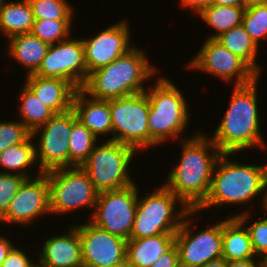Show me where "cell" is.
I'll return each instance as SVG.
<instances>
[{"label":"cell","mask_w":267,"mask_h":267,"mask_svg":"<svg viewBox=\"0 0 267 267\" xmlns=\"http://www.w3.org/2000/svg\"><path fill=\"white\" fill-rule=\"evenodd\" d=\"M180 145L181 160L168 173L164 185L190 210H196L208 196L214 167L222 152L201 132L181 140Z\"/></svg>","instance_id":"6da1fadb"},{"label":"cell","mask_w":267,"mask_h":267,"mask_svg":"<svg viewBox=\"0 0 267 267\" xmlns=\"http://www.w3.org/2000/svg\"><path fill=\"white\" fill-rule=\"evenodd\" d=\"M260 77L243 86H233L229 107L210 137L222 153L245 152L252 148H266L260 132L257 104V85Z\"/></svg>","instance_id":"7a4b0ae2"},{"label":"cell","mask_w":267,"mask_h":267,"mask_svg":"<svg viewBox=\"0 0 267 267\" xmlns=\"http://www.w3.org/2000/svg\"><path fill=\"white\" fill-rule=\"evenodd\" d=\"M236 153H222L217 160L211 186L205 201L196 209L197 213L210 207L229 205H241L250 203L261 193L262 206L265 208L267 200V163L240 164L229 160L228 156ZM243 204V205H242Z\"/></svg>","instance_id":"3957f363"},{"label":"cell","mask_w":267,"mask_h":267,"mask_svg":"<svg viewBox=\"0 0 267 267\" xmlns=\"http://www.w3.org/2000/svg\"><path fill=\"white\" fill-rule=\"evenodd\" d=\"M141 48L133 47L107 66L88 75L82 90L99 100H112L145 92V82L158 71ZM157 69V70H156Z\"/></svg>","instance_id":"277c9868"},{"label":"cell","mask_w":267,"mask_h":267,"mask_svg":"<svg viewBox=\"0 0 267 267\" xmlns=\"http://www.w3.org/2000/svg\"><path fill=\"white\" fill-rule=\"evenodd\" d=\"M156 80L154 86H147L145 91L150 106L147 119L149 148L174 139L177 141L180 136L181 140L190 138L181 135L191 117L183 93L166 77L159 76Z\"/></svg>","instance_id":"5b68a950"},{"label":"cell","mask_w":267,"mask_h":267,"mask_svg":"<svg viewBox=\"0 0 267 267\" xmlns=\"http://www.w3.org/2000/svg\"><path fill=\"white\" fill-rule=\"evenodd\" d=\"M177 203L181 206L180 209H176ZM189 211L190 209L163 184L145 197L138 196L129 239L176 234Z\"/></svg>","instance_id":"8992f818"},{"label":"cell","mask_w":267,"mask_h":267,"mask_svg":"<svg viewBox=\"0 0 267 267\" xmlns=\"http://www.w3.org/2000/svg\"><path fill=\"white\" fill-rule=\"evenodd\" d=\"M136 155L134 148L108 139L97 143L81 168L99 193L119 190L135 183L129 169Z\"/></svg>","instance_id":"52a82bcc"},{"label":"cell","mask_w":267,"mask_h":267,"mask_svg":"<svg viewBox=\"0 0 267 267\" xmlns=\"http://www.w3.org/2000/svg\"><path fill=\"white\" fill-rule=\"evenodd\" d=\"M149 111L146 92L110 100L112 137L109 140L130 146L138 152L149 149Z\"/></svg>","instance_id":"ba28073f"},{"label":"cell","mask_w":267,"mask_h":267,"mask_svg":"<svg viewBox=\"0 0 267 267\" xmlns=\"http://www.w3.org/2000/svg\"><path fill=\"white\" fill-rule=\"evenodd\" d=\"M46 175L51 215L69 214L83 207L94 209L99 192L81 167L55 169Z\"/></svg>","instance_id":"9c48e42d"},{"label":"cell","mask_w":267,"mask_h":267,"mask_svg":"<svg viewBox=\"0 0 267 267\" xmlns=\"http://www.w3.org/2000/svg\"><path fill=\"white\" fill-rule=\"evenodd\" d=\"M138 191L134 183L123 189L100 192L89 221L112 235L129 240L136 215Z\"/></svg>","instance_id":"30bf717a"},{"label":"cell","mask_w":267,"mask_h":267,"mask_svg":"<svg viewBox=\"0 0 267 267\" xmlns=\"http://www.w3.org/2000/svg\"><path fill=\"white\" fill-rule=\"evenodd\" d=\"M72 130V108L55 113L44 125L32 132L35 143L38 174L69 168V137ZM39 142V143H38Z\"/></svg>","instance_id":"8fae6325"},{"label":"cell","mask_w":267,"mask_h":267,"mask_svg":"<svg viewBox=\"0 0 267 267\" xmlns=\"http://www.w3.org/2000/svg\"><path fill=\"white\" fill-rule=\"evenodd\" d=\"M195 213L196 210H190L186 214L175 234L180 267H200L222 258V221L194 233L190 226Z\"/></svg>","instance_id":"7c38bea8"},{"label":"cell","mask_w":267,"mask_h":267,"mask_svg":"<svg viewBox=\"0 0 267 267\" xmlns=\"http://www.w3.org/2000/svg\"><path fill=\"white\" fill-rule=\"evenodd\" d=\"M187 67L217 76L227 83H231L235 77L233 86L250 84L259 77L241 58L226 49L217 39L206 38L200 51Z\"/></svg>","instance_id":"4fadbf2b"},{"label":"cell","mask_w":267,"mask_h":267,"mask_svg":"<svg viewBox=\"0 0 267 267\" xmlns=\"http://www.w3.org/2000/svg\"><path fill=\"white\" fill-rule=\"evenodd\" d=\"M44 78H60L69 81L77 90L87 80V66L82 38H68L49 46L41 65L34 73Z\"/></svg>","instance_id":"5bb4252c"},{"label":"cell","mask_w":267,"mask_h":267,"mask_svg":"<svg viewBox=\"0 0 267 267\" xmlns=\"http://www.w3.org/2000/svg\"><path fill=\"white\" fill-rule=\"evenodd\" d=\"M74 226L81 239L83 267L126 265L127 240L110 234L90 221Z\"/></svg>","instance_id":"9a60e30c"},{"label":"cell","mask_w":267,"mask_h":267,"mask_svg":"<svg viewBox=\"0 0 267 267\" xmlns=\"http://www.w3.org/2000/svg\"><path fill=\"white\" fill-rule=\"evenodd\" d=\"M49 213V182L46 173H41L36 178L33 176L24 180L13 197L9 209L0 218V223L32 225L36 218Z\"/></svg>","instance_id":"2e32d148"},{"label":"cell","mask_w":267,"mask_h":267,"mask_svg":"<svg viewBox=\"0 0 267 267\" xmlns=\"http://www.w3.org/2000/svg\"><path fill=\"white\" fill-rule=\"evenodd\" d=\"M129 28L127 19H123L100 31L95 37L82 38L87 78L91 72L107 66L134 47L131 45Z\"/></svg>","instance_id":"e0dca14e"},{"label":"cell","mask_w":267,"mask_h":267,"mask_svg":"<svg viewBox=\"0 0 267 267\" xmlns=\"http://www.w3.org/2000/svg\"><path fill=\"white\" fill-rule=\"evenodd\" d=\"M70 228L66 234L44 241L37 255L40 263L47 267H83L79 232L75 226Z\"/></svg>","instance_id":"ac0fdd59"},{"label":"cell","mask_w":267,"mask_h":267,"mask_svg":"<svg viewBox=\"0 0 267 267\" xmlns=\"http://www.w3.org/2000/svg\"><path fill=\"white\" fill-rule=\"evenodd\" d=\"M72 109L77 120L97 138L112 134L110 100L88 98V94L78 89L74 94Z\"/></svg>","instance_id":"d6986e66"},{"label":"cell","mask_w":267,"mask_h":267,"mask_svg":"<svg viewBox=\"0 0 267 267\" xmlns=\"http://www.w3.org/2000/svg\"><path fill=\"white\" fill-rule=\"evenodd\" d=\"M25 78V85L54 113H63L72 108L77 89L69 81L34 74Z\"/></svg>","instance_id":"ffe728a7"},{"label":"cell","mask_w":267,"mask_h":267,"mask_svg":"<svg viewBox=\"0 0 267 267\" xmlns=\"http://www.w3.org/2000/svg\"><path fill=\"white\" fill-rule=\"evenodd\" d=\"M175 245V234L129 239L126 245L127 267H150Z\"/></svg>","instance_id":"44dd1931"},{"label":"cell","mask_w":267,"mask_h":267,"mask_svg":"<svg viewBox=\"0 0 267 267\" xmlns=\"http://www.w3.org/2000/svg\"><path fill=\"white\" fill-rule=\"evenodd\" d=\"M8 40L7 53L10 58L19 62L24 69L26 68V76L34 74L46 56L50 45L32 33L15 35Z\"/></svg>","instance_id":"7402d4cb"},{"label":"cell","mask_w":267,"mask_h":267,"mask_svg":"<svg viewBox=\"0 0 267 267\" xmlns=\"http://www.w3.org/2000/svg\"><path fill=\"white\" fill-rule=\"evenodd\" d=\"M222 258L227 261L257 259L248 230L237 217L222 220Z\"/></svg>","instance_id":"603a6c76"},{"label":"cell","mask_w":267,"mask_h":267,"mask_svg":"<svg viewBox=\"0 0 267 267\" xmlns=\"http://www.w3.org/2000/svg\"><path fill=\"white\" fill-rule=\"evenodd\" d=\"M34 24L32 7L28 0L7 1L0 9V32L8 39L31 33Z\"/></svg>","instance_id":"cb8c5ba5"},{"label":"cell","mask_w":267,"mask_h":267,"mask_svg":"<svg viewBox=\"0 0 267 267\" xmlns=\"http://www.w3.org/2000/svg\"><path fill=\"white\" fill-rule=\"evenodd\" d=\"M216 39L226 49L241 58L260 77L261 68L256 62L259 48L242 24L222 33Z\"/></svg>","instance_id":"d4e9b609"},{"label":"cell","mask_w":267,"mask_h":267,"mask_svg":"<svg viewBox=\"0 0 267 267\" xmlns=\"http://www.w3.org/2000/svg\"><path fill=\"white\" fill-rule=\"evenodd\" d=\"M34 140L31 135L25 142L10 146L0 153V168H4L3 172L1 169L0 172L10 173L13 171L14 174L15 171V174L31 178V175L28 174L29 171L26 170L37 165Z\"/></svg>","instance_id":"484cf974"},{"label":"cell","mask_w":267,"mask_h":267,"mask_svg":"<svg viewBox=\"0 0 267 267\" xmlns=\"http://www.w3.org/2000/svg\"><path fill=\"white\" fill-rule=\"evenodd\" d=\"M98 139L76 118L72 109V130L69 137V168L81 167L97 145Z\"/></svg>","instance_id":"4316f807"},{"label":"cell","mask_w":267,"mask_h":267,"mask_svg":"<svg viewBox=\"0 0 267 267\" xmlns=\"http://www.w3.org/2000/svg\"><path fill=\"white\" fill-rule=\"evenodd\" d=\"M246 7L209 5L199 15L216 33L209 39H216L222 33L242 24Z\"/></svg>","instance_id":"83f0119b"},{"label":"cell","mask_w":267,"mask_h":267,"mask_svg":"<svg viewBox=\"0 0 267 267\" xmlns=\"http://www.w3.org/2000/svg\"><path fill=\"white\" fill-rule=\"evenodd\" d=\"M19 95V114L22 123L33 132L44 125L55 113L46 106L25 84Z\"/></svg>","instance_id":"f1b7e54d"},{"label":"cell","mask_w":267,"mask_h":267,"mask_svg":"<svg viewBox=\"0 0 267 267\" xmlns=\"http://www.w3.org/2000/svg\"><path fill=\"white\" fill-rule=\"evenodd\" d=\"M72 20L34 19L31 33L49 45L59 43L70 37Z\"/></svg>","instance_id":"f546056e"},{"label":"cell","mask_w":267,"mask_h":267,"mask_svg":"<svg viewBox=\"0 0 267 267\" xmlns=\"http://www.w3.org/2000/svg\"><path fill=\"white\" fill-rule=\"evenodd\" d=\"M34 19L73 20V7L66 0H28Z\"/></svg>","instance_id":"4dcf8cb0"},{"label":"cell","mask_w":267,"mask_h":267,"mask_svg":"<svg viewBox=\"0 0 267 267\" xmlns=\"http://www.w3.org/2000/svg\"><path fill=\"white\" fill-rule=\"evenodd\" d=\"M242 25L259 47L261 40H267V4L246 7Z\"/></svg>","instance_id":"1f68e13d"},{"label":"cell","mask_w":267,"mask_h":267,"mask_svg":"<svg viewBox=\"0 0 267 267\" xmlns=\"http://www.w3.org/2000/svg\"><path fill=\"white\" fill-rule=\"evenodd\" d=\"M251 213V211L245 210L237 215H232V217H237L245 225L256 257L263 259L267 255V217L247 225L249 223L248 220L251 218ZM265 213L267 212L265 211Z\"/></svg>","instance_id":"d6a6232c"},{"label":"cell","mask_w":267,"mask_h":267,"mask_svg":"<svg viewBox=\"0 0 267 267\" xmlns=\"http://www.w3.org/2000/svg\"><path fill=\"white\" fill-rule=\"evenodd\" d=\"M31 135L32 132L21 121H0V153L25 142Z\"/></svg>","instance_id":"836d02e7"},{"label":"cell","mask_w":267,"mask_h":267,"mask_svg":"<svg viewBox=\"0 0 267 267\" xmlns=\"http://www.w3.org/2000/svg\"><path fill=\"white\" fill-rule=\"evenodd\" d=\"M26 177L11 173L0 172V218L9 209L13 197L16 195Z\"/></svg>","instance_id":"e575fe53"},{"label":"cell","mask_w":267,"mask_h":267,"mask_svg":"<svg viewBox=\"0 0 267 267\" xmlns=\"http://www.w3.org/2000/svg\"><path fill=\"white\" fill-rule=\"evenodd\" d=\"M34 263L24 251L14 246L8 253L1 267H32Z\"/></svg>","instance_id":"d590c367"},{"label":"cell","mask_w":267,"mask_h":267,"mask_svg":"<svg viewBox=\"0 0 267 267\" xmlns=\"http://www.w3.org/2000/svg\"><path fill=\"white\" fill-rule=\"evenodd\" d=\"M150 267H180L179 253L174 245L168 252L162 254Z\"/></svg>","instance_id":"8d00e7d4"},{"label":"cell","mask_w":267,"mask_h":267,"mask_svg":"<svg viewBox=\"0 0 267 267\" xmlns=\"http://www.w3.org/2000/svg\"><path fill=\"white\" fill-rule=\"evenodd\" d=\"M182 7H188L193 13L200 14L207 6L210 0H179Z\"/></svg>","instance_id":"74e56055"},{"label":"cell","mask_w":267,"mask_h":267,"mask_svg":"<svg viewBox=\"0 0 267 267\" xmlns=\"http://www.w3.org/2000/svg\"><path fill=\"white\" fill-rule=\"evenodd\" d=\"M227 267H263L261 259L231 260L227 261Z\"/></svg>","instance_id":"f35d334b"},{"label":"cell","mask_w":267,"mask_h":267,"mask_svg":"<svg viewBox=\"0 0 267 267\" xmlns=\"http://www.w3.org/2000/svg\"><path fill=\"white\" fill-rule=\"evenodd\" d=\"M15 245L7 237L0 235V267L7 257L8 253Z\"/></svg>","instance_id":"ab89813d"},{"label":"cell","mask_w":267,"mask_h":267,"mask_svg":"<svg viewBox=\"0 0 267 267\" xmlns=\"http://www.w3.org/2000/svg\"><path fill=\"white\" fill-rule=\"evenodd\" d=\"M210 5L246 7V0H210Z\"/></svg>","instance_id":"60d3db41"},{"label":"cell","mask_w":267,"mask_h":267,"mask_svg":"<svg viewBox=\"0 0 267 267\" xmlns=\"http://www.w3.org/2000/svg\"><path fill=\"white\" fill-rule=\"evenodd\" d=\"M200 267H227V260L225 258H219L217 260L209 261Z\"/></svg>","instance_id":"b9f144b4"},{"label":"cell","mask_w":267,"mask_h":267,"mask_svg":"<svg viewBox=\"0 0 267 267\" xmlns=\"http://www.w3.org/2000/svg\"><path fill=\"white\" fill-rule=\"evenodd\" d=\"M267 4V0H246V7Z\"/></svg>","instance_id":"7bdbcfd3"},{"label":"cell","mask_w":267,"mask_h":267,"mask_svg":"<svg viewBox=\"0 0 267 267\" xmlns=\"http://www.w3.org/2000/svg\"><path fill=\"white\" fill-rule=\"evenodd\" d=\"M261 260H262V266L267 267V255Z\"/></svg>","instance_id":"ee69618b"},{"label":"cell","mask_w":267,"mask_h":267,"mask_svg":"<svg viewBox=\"0 0 267 267\" xmlns=\"http://www.w3.org/2000/svg\"><path fill=\"white\" fill-rule=\"evenodd\" d=\"M38 263V264H37ZM32 267H47L45 265H43L42 263H40L39 261L36 262L35 264L32 265Z\"/></svg>","instance_id":"f6af8a7d"},{"label":"cell","mask_w":267,"mask_h":267,"mask_svg":"<svg viewBox=\"0 0 267 267\" xmlns=\"http://www.w3.org/2000/svg\"><path fill=\"white\" fill-rule=\"evenodd\" d=\"M7 0H0V9L3 7V5L5 4Z\"/></svg>","instance_id":"bcb514c9"},{"label":"cell","mask_w":267,"mask_h":267,"mask_svg":"<svg viewBox=\"0 0 267 267\" xmlns=\"http://www.w3.org/2000/svg\"><path fill=\"white\" fill-rule=\"evenodd\" d=\"M110 267H127L126 265L110 266Z\"/></svg>","instance_id":"7dc6e473"},{"label":"cell","mask_w":267,"mask_h":267,"mask_svg":"<svg viewBox=\"0 0 267 267\" xmlns=\"http://www.w3.org/2000/svg\"><path fill=\"white\" fill-rule=\"evenodd\" d=\"M264 210L267 212V200H266V205H265Z\"/></svg>","instance_id":"c3c4849f"}]
</instances>
